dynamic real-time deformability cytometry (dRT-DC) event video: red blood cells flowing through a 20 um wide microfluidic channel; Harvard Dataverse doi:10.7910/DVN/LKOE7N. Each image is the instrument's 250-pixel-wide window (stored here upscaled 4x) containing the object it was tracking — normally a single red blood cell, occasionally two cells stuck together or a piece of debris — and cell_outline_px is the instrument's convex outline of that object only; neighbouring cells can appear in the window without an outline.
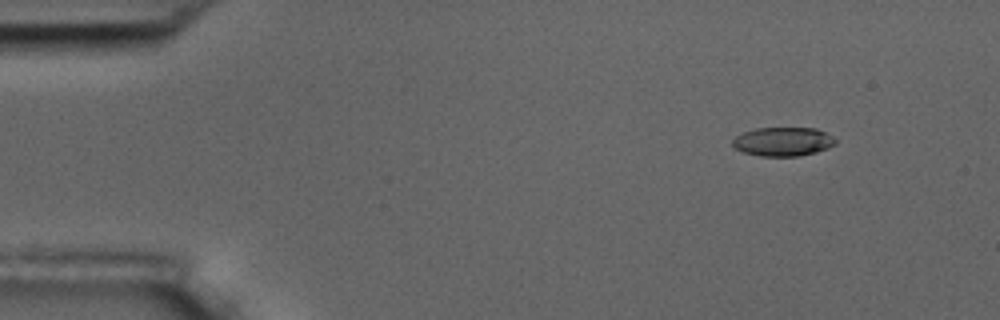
{"species": "common noctule bat (a hibernating species)", "species_latin": "Nyctalus noctula", "temperature_condition": "room temperature", "stored_images_in_passage": 5, "camera_frame_rate_fps": 3000, "um_per_image_px": 0.085, "animal": {"sex": "male", "body_mass_g": 17.5, "forearm_length_mm": 52.3}, "frame": {"image": 1, "passage_image": 1, "time_ms": 0.0, "image_size_px": [1000, 320], "cell_outline_px": [[836, 144], [828, 148], [816, 152], [800, 156], [760, 156], [744, 152], [736, 148], [732, 144], [732, 140], [736, 136], [744, 132], [756, 128], [816, 128], [832, 136], [836, 140]], "centroid_in_image_um": [66.57, 12.04], "position_along_channel_um": 18.4, "area_um2": 17.28}}
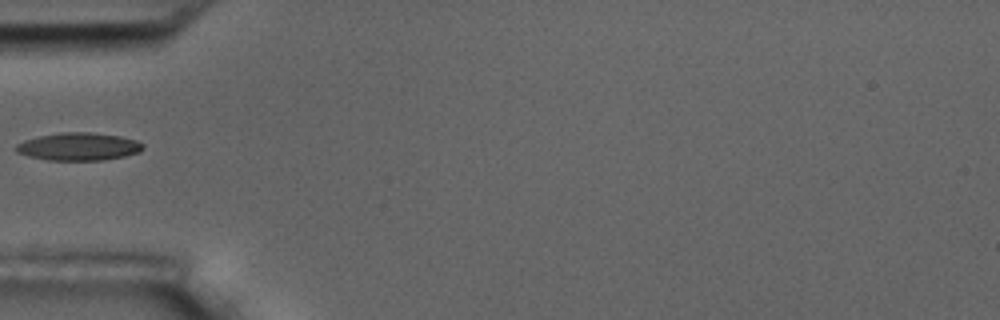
{"frame": {"image": 2, "passage_image": 4, "time_ms": 4.333, "image_size_px": [1000, 320], "cell_outline_px": [[144, 148], [140, 152], [124, 156], [104, 160], [48, 160], [28, 156], [16, 152], [16, 144], [24, 140], [40, 136], [60, 132], [92, 132], [120, 136], [136, 140], [144, 144]], "centroid_in_image_um": [6.7, 12.46], "position_along_channel_um": 78.3, "area_um2": 20.58}}